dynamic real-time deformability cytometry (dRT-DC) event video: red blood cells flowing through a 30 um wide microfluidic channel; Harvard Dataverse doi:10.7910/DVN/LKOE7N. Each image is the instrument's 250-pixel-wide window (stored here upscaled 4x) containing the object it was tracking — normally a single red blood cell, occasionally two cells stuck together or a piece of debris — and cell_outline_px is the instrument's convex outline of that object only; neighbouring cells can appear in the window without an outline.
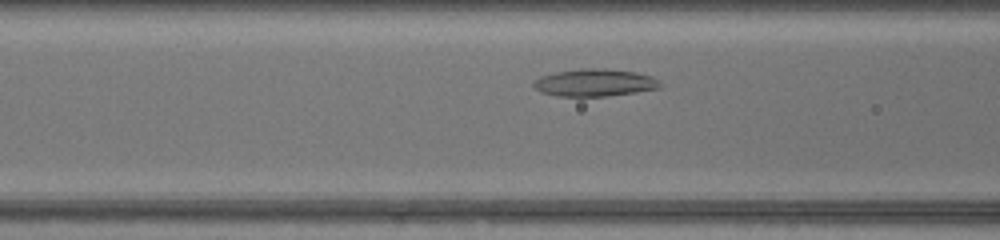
{"species": "common noctule bat (a hibernating species)", "species_latin": "Nyctalus noctula", "temperature_condition": "warm", "stored_images_in_passage": 13, "camera_frame_rate_fps": 3000, "um_per_image_px": 0.085, "animal": {"sex": "female", "body_mass_g": 17.0, "forearm_length_mm": 48.0}, "frame": {"image": 1, "passage_image": 11, "time_ms": 3.333, "image_size_px": [1000, 240], "cell_outline_px": [[664, 84], [660, 88], [636, 92], [604, 96], [556, 96], [540, 92], [532, 84], [540, 76], [556, 72], [584, 68], [604, 68], [636, 72], [652, 76], [660, 80]], "centroid_in_image_um": [50.59, 7.02], "position_along_channel_um": 116.0, "area_um2": 20.29}}